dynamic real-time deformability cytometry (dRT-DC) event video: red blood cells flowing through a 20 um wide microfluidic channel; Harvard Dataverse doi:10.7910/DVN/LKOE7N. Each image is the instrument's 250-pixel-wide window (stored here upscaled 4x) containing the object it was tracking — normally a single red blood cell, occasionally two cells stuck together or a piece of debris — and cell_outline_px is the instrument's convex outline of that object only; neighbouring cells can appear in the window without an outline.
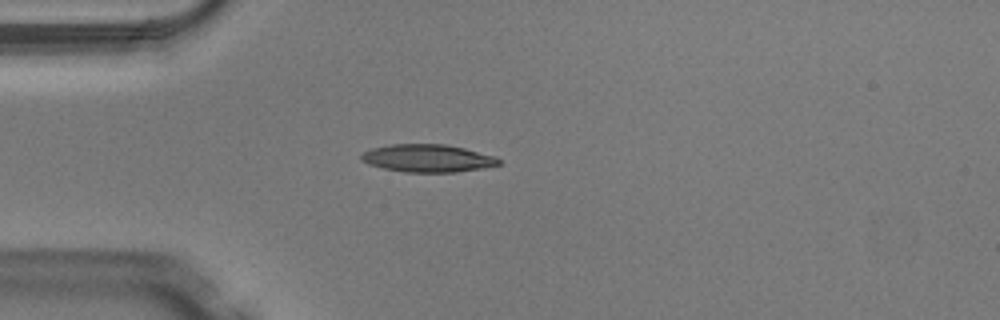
{"species": "Egyptian fruit bat (a non-hibernating species)", "species_latin": "Rousettus aegyptiacus", "temperature_condition": "warm", "stored_images_in_passage": 36, "camera_frame_rate_fps": 3000, "um_per_image_px": 0.085, "animal": {"sex": "male"}, "frame": {"image": 1, "passage_image": 1, "time_ms": 0.0, "image_size_px": [1000, 320], "cell_outline_px": [[500, 164], [484, 168], [456, 172], [404, 172], [384, 168], [368, 164], [360, 160], [360, 156], [364, 152], [372, 148], [392, 144], [444, 144], [464, 148], [496, 156], [500, 160]], "centroid_in_image_um": [36.36, 13.45], "position_along_channel_um": 48.6, "area_um2": 22.2}}
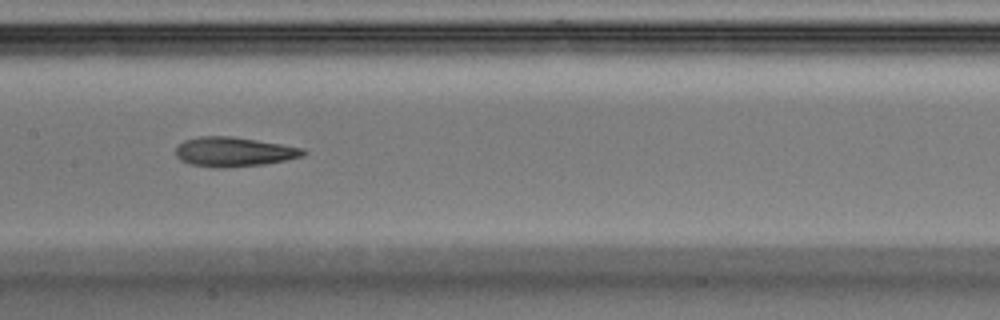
{"frame": {"image": 2, "passage_image": 12, "time_ms": 3.667, "image_size_px": [1000, 320], "cell_outline_px": [[308, 152], [304, 156], [264, 164], [228, 168], [216, 168], [188, 164], [180, 160], [176, 156], [176, 148], [184, 140], [200, 136], [232, 136], [304, 148]], "centroid_in_image_um": [19.87, 12.91], "position_along_channel_um": 187.5, "area_um2": 22.02}}
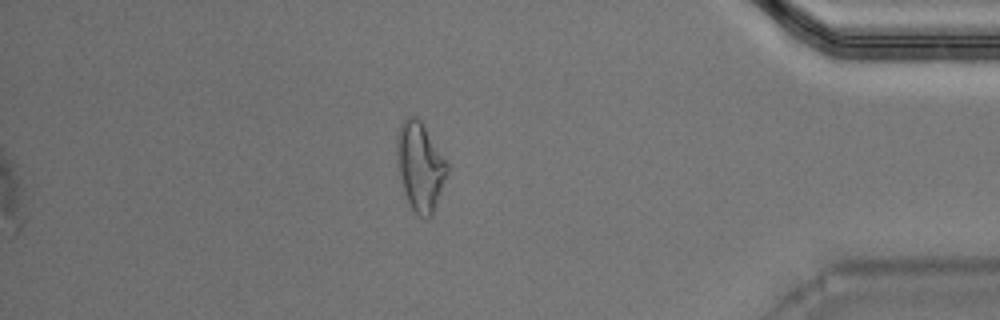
{"frame": {"image": 3, "passage_image": 30, "time_ms": 9.667, "image_size_px": [1000, 320], "cell_outline_px": [[448, 172], [432, 216], [420, 216], [408, 204], [400, 180], [396, 160], [396, 136], [400, 124], [408, 116], [416, 116], [420, 120], [448, 164]], "centroid_in_image_um": [35.68, 14.14], "position_along_channel_um": 399.5, "area_um2": 25.84}, "authors_computed_cell_mechanics": {"area_um2": 22.0507, "velocity_mm_per_s": 4.1213, "shape_relaxation_time_tau1_ms": 3.8156, "shape_relaxation_time_tau2_ms": 2.6076, "deformation_change_tau1": 0.1679, "deformation_change_tau2": 0.1325}}